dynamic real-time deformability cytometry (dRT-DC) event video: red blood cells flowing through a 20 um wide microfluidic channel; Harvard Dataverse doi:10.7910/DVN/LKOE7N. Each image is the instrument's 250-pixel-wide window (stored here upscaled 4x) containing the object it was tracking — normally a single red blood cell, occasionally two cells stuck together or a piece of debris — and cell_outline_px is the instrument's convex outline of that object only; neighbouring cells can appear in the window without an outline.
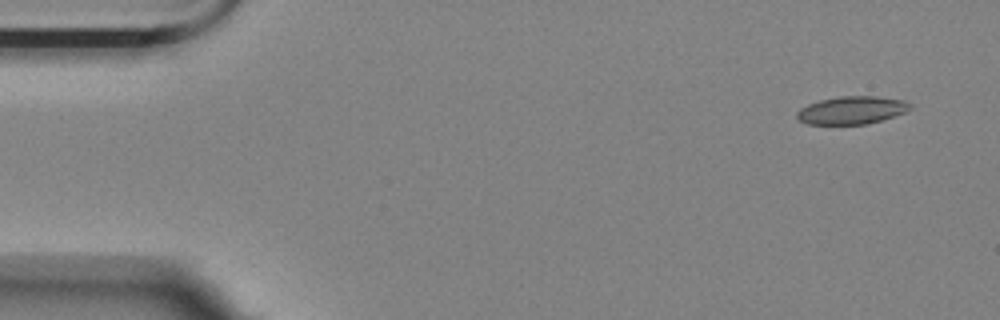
{"species": "Egyptian fruit bat (a non-hibernating species)", "species_latin": "Rousettus aegyptiacus", "temperature_condition": "room temperature", "stored_images_in_passage": 8, "camera_frame_rate_fps": 3000, "um_per_image_px": 0.085, "animal": {"sex": "female"}, "frame": {"image": 1, "passage_image": 1, "time_ms": 0.0, "image_size_px": [1000, 320], "cell_outline_px": [[912, 108], [904, 112], [880, 120], [864, 124], [808, 124], [800, 120], [796, 116], [796, 112], [800, 108], [808, 104], [820, 100], [840, 96], [876, 96], [904, 100], [912, 104]], "centroid_in_image_um": [72.39, 9.35], "position_along_channel_um": 12.6, "area_um2": 18.21}}
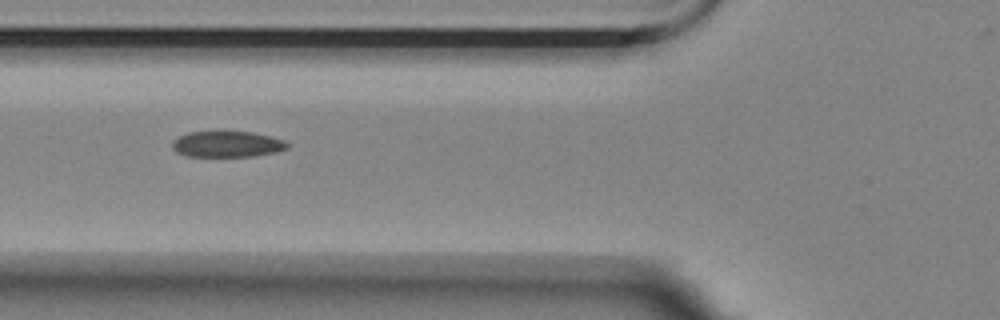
{"frame": {"image": 2, "passage_image": 6, "time_ms": 1.667, "image_size_px": [1000, 320], "cell_outline_px": [[292, 144], [288, 148], [276, 152], [256, 156], [184, 156], [176, 152], [172, 148], [172, 140], [188, 132], [224, 128], [252, 132], [272, 136], [284, 140]], "centroid_in_image_um": [19.31, 12.2], "position_along_channel_um": 106.5, "area_um2": 18.5}}
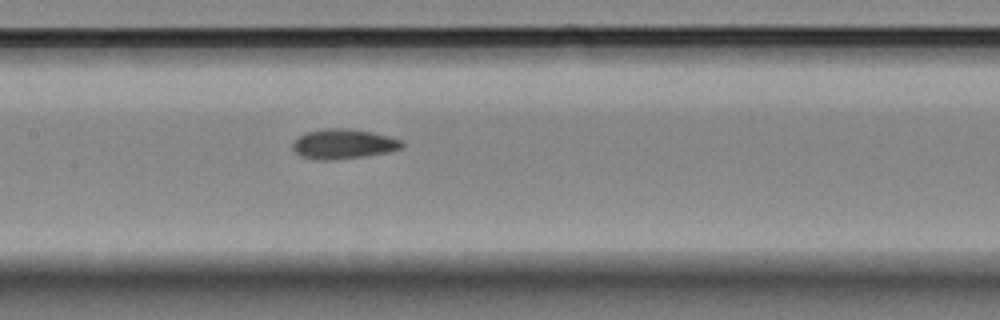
{"frame": {"image": 3, "passage_image": 8, "time_ms": 2.333, "image_size_px": [1000, 320], "cell_outline_px": [[404, 144], [400, 148], [384, 152], [364, 156], [336, 160], [316, 160], [300, 156], [292, 148], [292, 144], [300, 136], [308, 132], [324, 128], [340, 128], [372, 132], [388, 136], [400, 140]], "centroid_in_image_um": [29.14, 12.25], "position_along_channel_um": 178.3, "area_um2": 18.67}}